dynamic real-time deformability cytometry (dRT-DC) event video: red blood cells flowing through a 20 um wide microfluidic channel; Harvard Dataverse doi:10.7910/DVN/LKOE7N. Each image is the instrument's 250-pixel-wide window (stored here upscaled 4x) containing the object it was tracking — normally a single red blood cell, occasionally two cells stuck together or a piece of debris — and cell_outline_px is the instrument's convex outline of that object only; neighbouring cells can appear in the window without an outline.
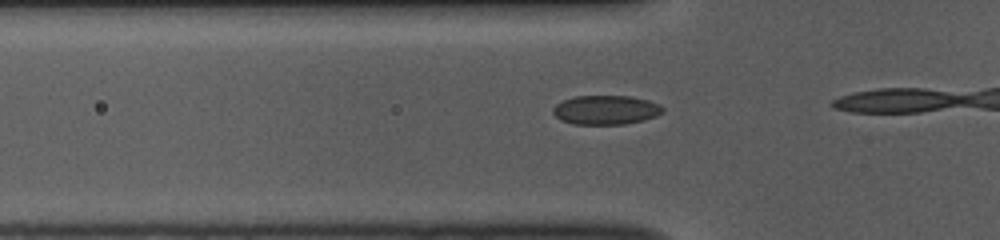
{"species": "common noctule bat (a hibernating species)", "species_latin": "Nyctalus noctula", "temperature_condition": "room temperature", "stored_images_in_passage": 13, "camera_frame_rate_fps": 3000, "um_per_image_px": 0.085, "animal": {"sex": "female", "body_mass_g": 10.0, "forearm_length_mm": 53.1}, "frame": {"image": 1, "passage_image": 11, "time_ms": 3.333, "image_size_px": [1000, 240], "cell_outline_px": [[664, 112], [656, 116], [644, 120], [624, 124], [572, 124], [560, 120], [552, 112], [552, 108], [556, 104], [564, 100], [576, 96], [632, 96], [648, 100], [660, 104], [664, 108]], "centroid_in_image_um": [51.51, 9.34], "position_along_channel_um": 74.3, "area_um2": 18.79}}